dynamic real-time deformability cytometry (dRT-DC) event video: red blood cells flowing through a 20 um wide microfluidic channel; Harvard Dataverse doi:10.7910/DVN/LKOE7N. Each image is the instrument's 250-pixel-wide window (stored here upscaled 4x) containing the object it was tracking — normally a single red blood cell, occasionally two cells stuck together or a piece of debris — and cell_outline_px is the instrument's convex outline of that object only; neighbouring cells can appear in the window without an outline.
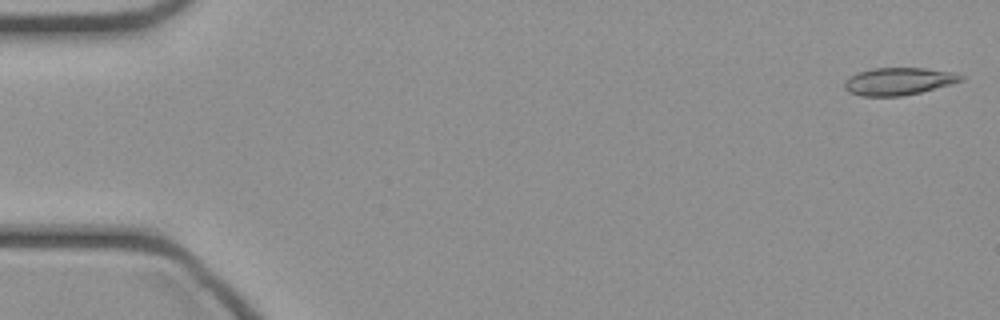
{"species": "common noctule bat (a hibernating species)", "species_latin": "Nyctalus noctula", "temperature_condition": "cold", "stored_images_in_passage": 45, "camera_frame_rate_fps": 3000, "um_per_image_px": 0.085, "animal": {"sex": "female", "body_mass_g": 21.9}, "frame": {"image": 1, "passage_image": 1, "time_ms": 0.0, "image_size_px": [1000, 320], "cell_outline_px": [[964, 80], [952, 84], [920, 92], [900, 96], [860, 96], [848, 92], [844, 88], [844, 80], [848, 76], [872, 68], [924, 68], [956, 72], [964, 76]], "centroid_in_image_um": [76.38, 6.91], "position_along_channel_um": 8.6, "area_um2": 18.79}}
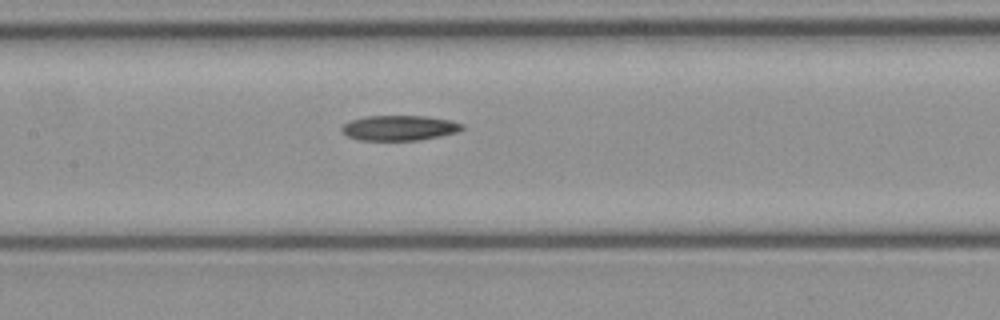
{"frame": {"image": 2, "passage_image": 22, "time_ms": 7.0, "image_size_px": [1000, 320], "cell_outline_px": [[468, 128], [460, 132], [420, 140], [356, 140], [340, 132], [340, 128], [344, 124], [352, 120], [364, 116], [424, 116], [448, 120], [464, 124]], "centroid_in_image_um": [33.97, 10.88], "position_along_channel_um": 173.4, "area_um2": 17.86}}
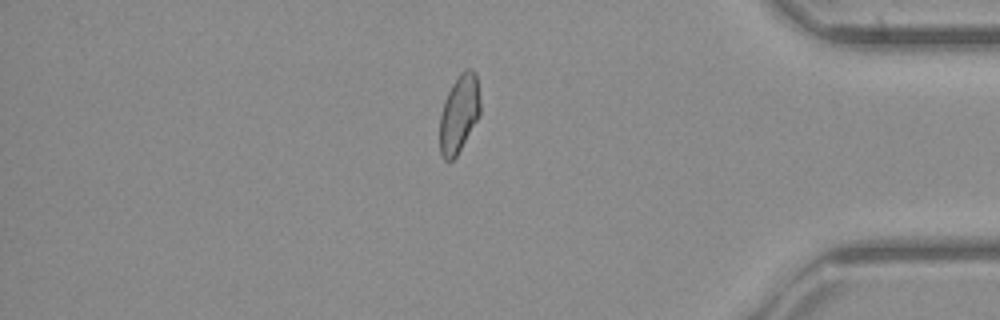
{"frame": {"image": 3, "passage_image": 40, "time_ms": 13.0, "image_size_px": [1000, 320], "cell_outline_px": [[480, 116], [456, 156], [448, 164], [440, 156], [440, 116], [444, 100], [452, 84], [460, 72], [464, 68], [472, 68], [476, 72], [480, 100]], "centroid_in_image_um": [39.02, 9.66], "position_along_channel_um": 396.2, "area_um2": 18.67}}